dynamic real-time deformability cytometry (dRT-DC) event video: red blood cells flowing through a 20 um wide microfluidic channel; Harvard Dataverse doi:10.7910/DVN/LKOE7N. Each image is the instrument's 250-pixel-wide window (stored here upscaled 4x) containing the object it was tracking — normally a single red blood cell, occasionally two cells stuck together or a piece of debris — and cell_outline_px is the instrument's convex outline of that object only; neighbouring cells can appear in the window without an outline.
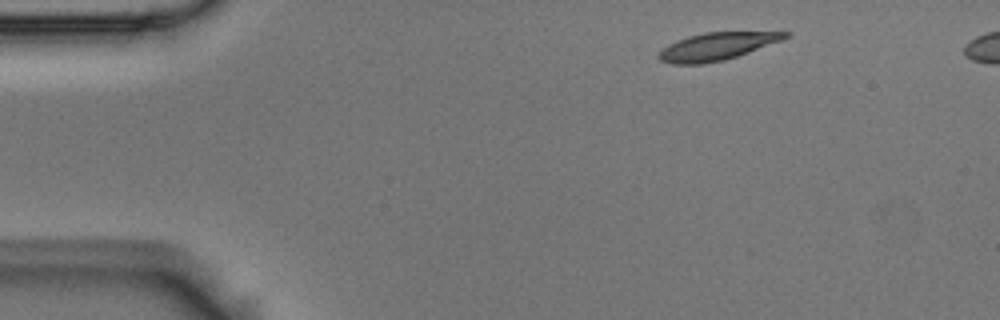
{"species": "Egyptian fruit bat (a non-hibernating species)", "species_latin": "Rousettus aegyptiacus", "temperature_condition": "room temperature", "stored_images_in_passage": 3, "camera_frame_rate_fps": 3000, "um_per_image_px": 0.085, "animal": {"sex": "male"}, "frame": {"image": 1, "passage_image": 1, "time_ms": 0.0, "image_size_px": [1000, 320], "cell_outline_px": [[792, 32], [788, 36], [780, 40], [748, 52], [724, 60], [700, 64], [672, 64], [660, 60], [656, 56], [668, 44], [676, 40], [688, 36], [704, 32]], "centroid_in_image_um": [60.86, 3.94], "position_along_channel_um": 24.1, "area_um2": 19.94}}